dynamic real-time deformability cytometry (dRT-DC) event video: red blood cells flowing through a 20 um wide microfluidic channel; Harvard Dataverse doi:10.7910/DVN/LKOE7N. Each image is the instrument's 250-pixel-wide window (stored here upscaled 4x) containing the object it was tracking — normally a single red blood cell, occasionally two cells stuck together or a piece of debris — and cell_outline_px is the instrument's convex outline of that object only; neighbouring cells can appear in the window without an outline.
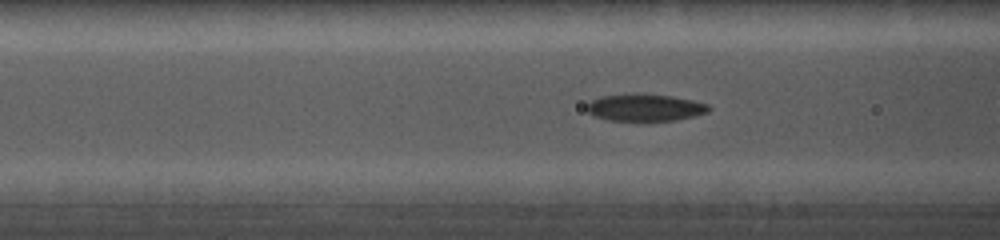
{"species": "common noctule bat (a hibernating species)", "species_latin": "Nyctalus noctula", "temperature_condition": "cold", "stored_images_in_passage": 19, "camera_frame_rate_fps": 5000, "um_per_image_px": 0.085, "animal": {"sex": "female", "body_mass_g": 19.0, "forearm_length_mm": 56.7}, "frame": {"image": 1, "passage_image": 4, "time_ms": 1.6, "image_size_px": [1000, 240], "cell_outline_px": [[712, 108], [708, 112], [676, 120], [608, 120], [592, 116], [584, 108], [592, 100], [600, 96], [644, 92], [672, 96], [692, 100], [708, 104]], "centroid_in_image_um": [54.8, 9.12], "position_along_channel_um": 111.8, "area_um2": 19.48}}
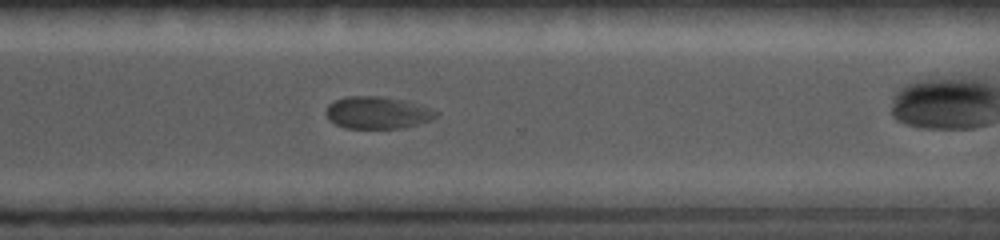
{"frame": {"image": 2, "passage_image": 14, "time_ms": 7.4, "image_size_px": [1000, 240], "cell_outline_px": [[440, 112], [432, 120], [404, 128], [344, 128], [328, 120], [324, 112], [328, 104], [344, 96], [384, 96], [408, 100]], "centroid_in_image_um": [32.08, 9.57], "position_along_channel_um": 338.5, "area_um2": 21.04}}